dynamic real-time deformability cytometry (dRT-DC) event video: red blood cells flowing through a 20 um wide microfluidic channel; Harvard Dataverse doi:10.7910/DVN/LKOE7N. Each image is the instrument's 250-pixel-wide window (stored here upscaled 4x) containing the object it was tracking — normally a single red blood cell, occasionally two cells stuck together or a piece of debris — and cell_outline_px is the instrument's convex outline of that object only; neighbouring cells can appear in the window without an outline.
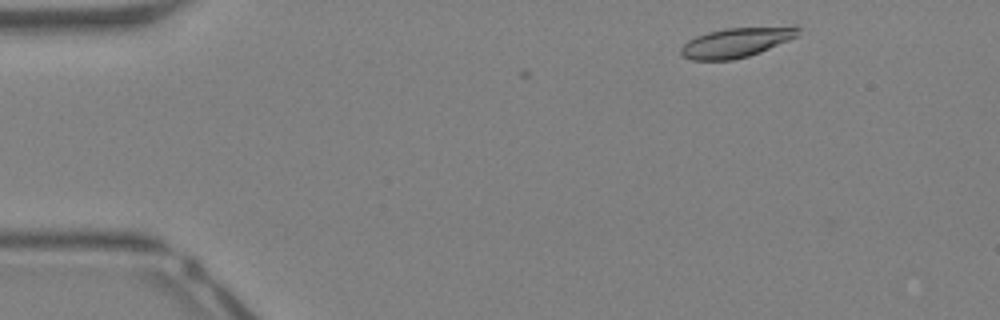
{"species": "Egyptian fruit bat (a non-hibernating species)", "species_latin": "Rousettus aegyptiacus", "temperature_condition": "warm", "stored_images_in_passage": 3, "camera_frame_rate_fps": 3000, "um_per_image_px": 0.085, "animal": {"sex": "female"}, "frame": {"image": 1, "passage_image": 3, "time_ms": 0.667, "image_size_px": [1000, 320], "cell_outline_px": [[800, 36], [760, 52], [748, 56], [732, 60], [692, 60], [684, 56], [680, 52], [680, 48], [688, 40], [696, 36], [708, 32], [724, 28], [792, 24], [796, 24], [800, 28]], "centroid_in_image_um": [62.71, 3.56], "position_along_channel_um": 22.3, "area_um2": 20.98}}